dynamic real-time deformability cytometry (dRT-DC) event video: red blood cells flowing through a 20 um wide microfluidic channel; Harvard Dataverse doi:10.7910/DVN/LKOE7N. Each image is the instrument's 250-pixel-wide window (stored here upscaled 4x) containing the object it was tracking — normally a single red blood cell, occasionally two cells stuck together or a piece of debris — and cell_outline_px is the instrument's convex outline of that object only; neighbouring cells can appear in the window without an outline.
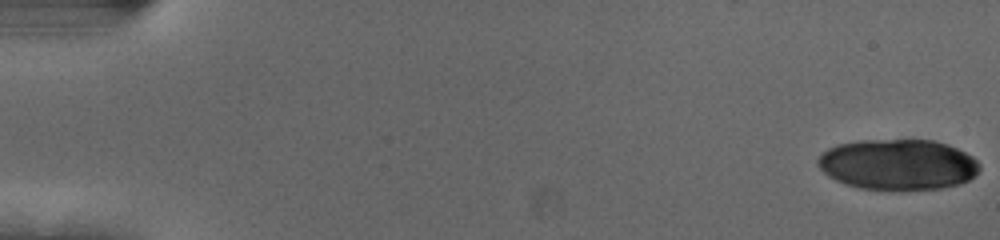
{"species": "human", "species_latin": "Homo sapiens", "temperature_condition": "cold", "stored_images_in_passage": 21, "camera_frame_rate_fps": 3000, "um_per_image_px": 0.085, "donor": {"sex": "female"}, "frame": {"image": 1, "passage_image": 1, "time_ms": 0.0, "image_size_px": [1000, 240], "cell_outline_px": [[980, 168], [976, 176], [960, 184], [944, 188], [900, 192], [892, 192], [860, 188], [844, 184], [828, 176], [816, 164], [816, 160], [828, 148], [836, 144], [860, 140], [932, 140], [948, 144], [972, 156], [980, 164]], "centroid_in_image_um": [76.33, 14.02], "position_along_channel_um": 8.7, "area_um2": 48.84}}
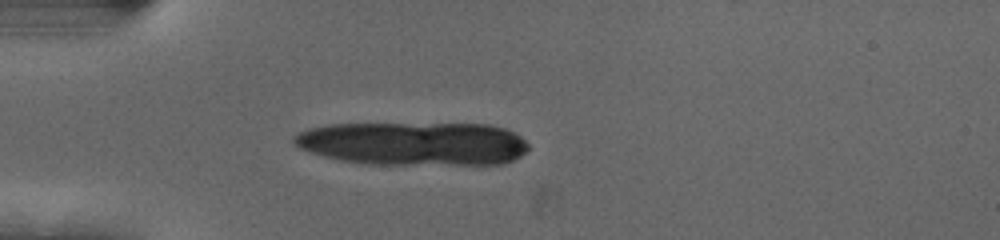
{"frame": {"image": 2, "passage_image": 16, "time_ms": 5.0, "image_size_px": [1000, 240], "cell_outline_px": [[528, 148], [520, 156], [504, 164], [368, 164], [340, 160], [324, 156], [300, 148], [292, 144], [292, 136], [308, 128], [328, 124], [488, 124], [504, 128], [520, 136], [528, 144]], "centroid_in_image_um": [35.12, 12.2], "position_along_channel_um": 49.9, "area_um2": 59.53}}